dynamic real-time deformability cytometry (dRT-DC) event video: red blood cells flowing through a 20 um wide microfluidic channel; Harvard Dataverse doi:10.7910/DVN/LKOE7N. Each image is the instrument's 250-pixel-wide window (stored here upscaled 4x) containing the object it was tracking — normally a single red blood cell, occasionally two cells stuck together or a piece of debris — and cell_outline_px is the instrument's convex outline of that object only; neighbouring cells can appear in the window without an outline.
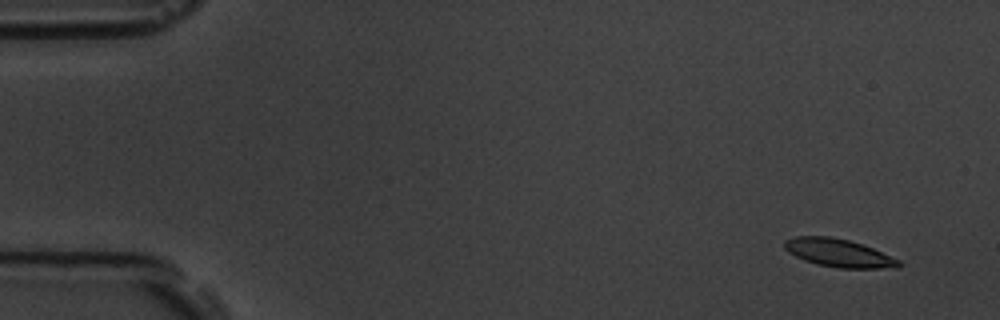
{"species": "common noctule bat (a hibernating species)", "species_latin": "Nyctalus noctula", "temperature_condition": "room temperature", "stored_images_in_passage": 6, "camera_frame_rate_fps": 3000, "um_per_image_px": 0.085, "animal": {"sex": "male", "body_mass_g": 19.5, "forearm_length_mm": 54.6}, "frame": {"image": 1, "passage_image": 1, "time_ms": 0.0, "image_size_px": [1000, 320], "cell_outline_px": [[904, 264], [900, 268], [840, 268], [816, 264], [804, 260], [788, 252], [784, 248], [784, 240], [796, 236], [828, 236], [848, 240], [872, 248], [900, 260]], "centroid_in_image_um": [71.3, 21.51], "position_along_channel_um": 13.7, "area_um2": 18.67}}
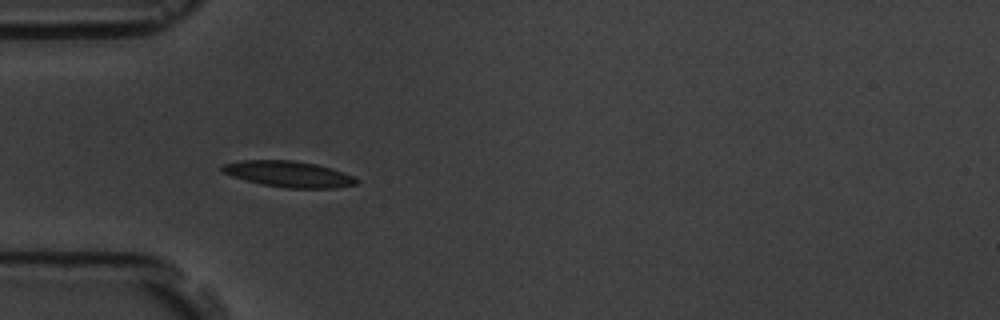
{"frame": {"image": 2, "passage_image": 5, "time_ms": 4.667, "image_size_px": [1000, 320], "cell_outline_px": [[360, 180], [356, 184], [336, 188], [288, 188], [260, 184], [232, 176], [220, 172], [220, 164], [240, 160], [292, 160], [316, 164], [332, 168], [352, 176]], "centroid_in_image_um": [24.48, 14.79], "position_along_channel_um": 60.5, "area_um2": 20.52}}
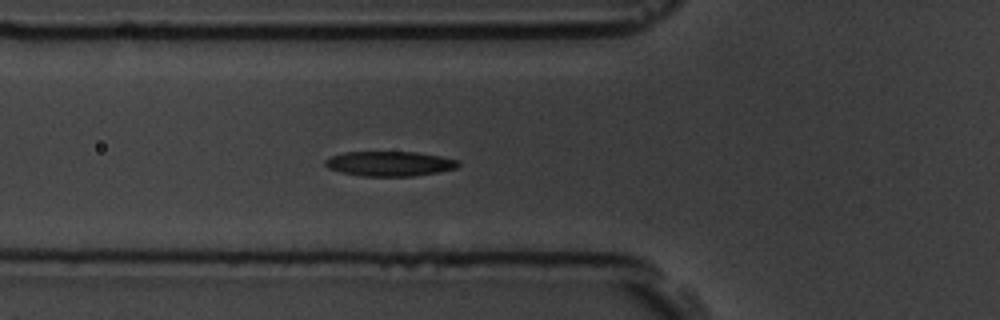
{"frame": {"image": 3, "passage_image": 6, "time_ms": 5.667, "image_size_px": [1000, 320], "cell_outline_px": [[460, 164], [456, 168], [440, 172], [412, 176], [364, 176], [340, 172], [328, 168], [324, 164], [324, 160], [332, 156], [344, 152], [416, 152], [440, 156], [460, 160]], "centroid_in_image_um": [33.13, 13.91], "position_along_channel_um": 92.7, "area_um2": 19.31}}